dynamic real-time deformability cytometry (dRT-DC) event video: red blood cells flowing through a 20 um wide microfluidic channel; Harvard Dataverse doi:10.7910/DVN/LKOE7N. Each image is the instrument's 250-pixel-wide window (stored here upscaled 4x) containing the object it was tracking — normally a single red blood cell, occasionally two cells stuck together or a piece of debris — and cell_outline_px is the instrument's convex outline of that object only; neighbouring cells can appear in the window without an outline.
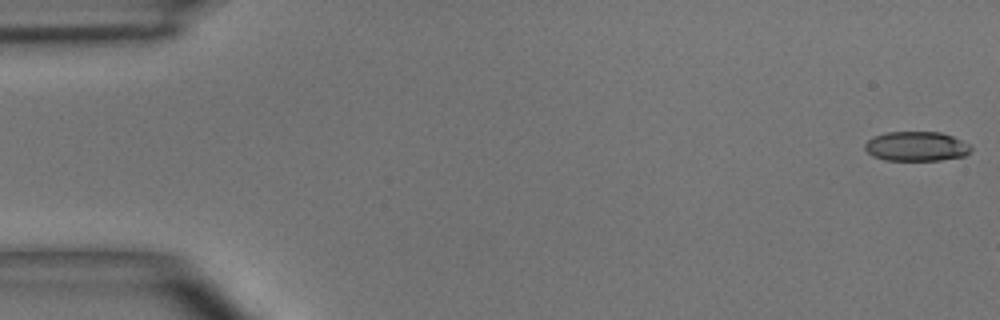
{"species": "common noctule bat (a hibernating species)", "species_latin": "Nyctalus noctula", "temperature_condition": "room temperature", "stored_images_in_passage": 3, "camera_frame_rate_fps": 3000, "um_per_image_px": 0.085, "animal": {"sex": "male", "body_mass_g": 15.6}, "frame": {"image": 1, "passage_image": 1, "time_ms": 0.0, "image_size_px": [1000, 320], "cell_outline_px": [[972, 148], [964, 156], [940, 160], [884, 160], [872, 156], [864, 148], [864, 144], [868, 140], [876, 136], [888, 132], [940, 132], [952, 136], [968, 144]], "centroid_in_image_um": [77.87, 12.44], "position_along_channel_um": 7.1, "area_um2": 18.09}}